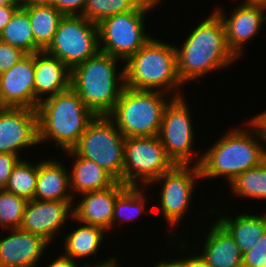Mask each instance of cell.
I'll return each mask as SVG.
<instances>
[{
	"instance_id": "obj_1",
	"label": "cell",
	"mask_w": 266,
	"mask_h": 267,
	"mask_svg": "<svg viewBox=\"0 0 266 267\" xmlns=\"http://www.w3.org/2000/svg\"><path fill=\"white\" fill-rule=\"evenodd\" d=\"M246 123L243 126L248 129L240 126L228 129L202 153L201 180L226 177L230 183L236 176L266 160V137L252 118Z\"/></svg>"
},
{
	"instance_id": "obj_2",
	"label": "cell",
	"mask_w": 266,
	"mask_h": 267,
	"mask_svg": "<svg viewBox=\"0 0 266 267\" xmlns=\"http://www.w3.org/2000/svg\"><path fill=\"white\" fill-rule=\"evenodd\" d=\"M191 30L182 47L175 45L177 71L182 84L204 78V75L239 60L228 48L224 24L214 10Z\"/></svg>"
},
{
	"instance_id": "obj_3",
	"label": "cell",
	"mask_w": 266,
	"mask_h": 267,
	"mask_svg": "<svg viewBox=\"0 0 266 267\" xmlns=\"http://www.w3.org/2000/svg\"><path fill=\"white\" fill-rule=\"evenodd\" d=\"M36 112L39 144L52 141L62 153L77 145L96 117L71 87L41 101Z\"/></svg>"
},
{
	"instance_id": "obj_4",
	"label": "cell",
	"mask_w": 266,
	"mask_h": 267,
	"mask_svg": "<svg viewBox=\"0 0 266 267\" xmlns=\"http://www.w3.org/2000/svg\"><path fill=\"white\" fill-rule=\"evenodd\" d=\"M152 37L124 63V83L131 89L158 91L174 98L184 96L177 71L174 44ZM174 92V93H173ZM172 93V94H171Z\"/></svg>"
},
{
	"instance_id": "obj_5",
	"label": "cell",
	"mask_w": 266,
	"mask_h": 267,
	"mask_svg": "<svg viewBox=\"0 0 266 267\" xmlns=\"http://www.w3.org/2000/svg\"><path fill=\"white\" fill-rule=\"evenodd\" d=\"M119 61L99 51L71 70V88L96 116L113 111L125 86L124 68L118 69Z\"/></svg>"
},
{
	"instance_id": "obj_6",
	"label": "cell",
	"mask_w": 266,
	"mask_h": 267,
	"mask_svg": "<svg viewBox=\"0 0 266 267\" xmlns=\"http://www.w3.org/2000/svg\"><path fill=\"white\" fill-rule=\"evenodd\" d=\"M174 97L124 86L108 115L125 138L158 136L167 104Z\"/></svg>"
},
{
	"instance_id": "obj_7",
	"label": "cell",
	"mask_w": 266,
	"mask_h": 267,
	"mask_svg": "<svg viewBox=\"0 0 266 267\" xmlns=\"http://www.w3.org/2000/svg\"><path fill=\"white\" fill-rule=\"evenodd\" d=\"M125 137L108 115L96 116L72 149L79 157L95 162L123 183Z\"/></svg>"
},
{
	"instance_id": "obj_8",
	"label": "cell",
	"mask_w": 266,
	"mask_h": 267,
	"mask_svg": "<svg viewBox=\"0 0 266 267\" xmlns=\"http://www.w3.org/2000/svg\"><path fill=\"white\" fill-rule=\"evenodd\" d=\"M151 9L139 6L133 11L109 16L98 23L101 52L118 58L123 63L152 37L146 31L145 18Z\"/></svg>"
},
{
	"instance_id": "obj_9",
	"label": "cell",
	"mask_w": 266,
	"mask_h": 267,
	"mask_svg": "<svg viewBox=\"0 0 266 267\" xmlns=\"http://www.w3.org/2000/svg\"><path fill=\"white\" fill-rule=\"evenodd\" d=\"M185 96L173 98L165 107L158 138L175 165L199 166L202 153L193 150L195 133L190 106ZM194 151V152H193ZM192 161V162H191Z\"/></svg>"
},
{
	"instance_id": "obj_10",
	"label": "cell",
	"mask_w": 266,
	"mask_h": 267,
	"mask_svg": "<svg viewBox=\"0 0 266 267\" xmlns=\"http://www.w3.org/2000/svg\"><path fill=\"white\" fill-rule=\"evenodd\" d=\"M201 180V172L199 166L196 165H175L170 171L163 173L161 176L152 181V184L157 186L160 184V214L165 218L166 223L172 232L169 233L168 244L176 243L174 230L179 226V223L184 219V216L189 212V206L193 200L195 186L198 184L197 180ZM161 204V205H160ZM163 213V214H162ZM174 236V237H173ZM175 238V240L173 239ZM174 242H173V241ZM173 242V243H172Z\"/></svg>"
},
{
	"instance_id": "obj_11",
	"label": "cell",
	"mask_w": 266,
	"mask_h": 267,
	"mask_svg": "<svg viewBox=\"0 0 266 267\" xmlns=\"http://www.w3.org/2000/svg\"><path fill=\"white\" fill-rule=\"evenodd\" d=\"M174 166L158 136L125 138L123 184L148 187Z\"/></svg>"
},
{
	"instance_id": "obj_12",
	"label": "cell",
	"mask_w": 266,
	"mask_h": 267,
	"mask_svg": "<svg viewBox=\"0 0 266 267\" xmlns=\"http://www.w3.org/2000/svg\"><path fill=\"white\" fill-rule=\"evenodd\" d=\"M44 51L72 70L100 51L98 25L83 16L66 15Z\"/></svg>"
},
{
	"instance_id": "obj_13",
	"label": "cell",
	"mask_w": 266,
	"mask_h": 267,
	"mask_svg": "<svg viewBox=\"0 0 266 267\" xmlns=\"http://www.w3.org/2000/svg\"><path fill=\"white\" fill-rule=\"evenodd\" d=\"M74 201L30 200L27 202L20 229L42 237L51 244L61 228L73 220ZM70 218V219H69ZM57 236V237H56Z\"/></svg>"
},
{
	"instance_id": "obj_14",
	"label": "cell",
	"mask_w": 266,
	"mask_h": 267,
	"mask_svg": "<svg viewBox=\"0 0 266 267\" xmlns=\"http://www.w3.org/2000/svg\"><path fill=\"white\" fill-rule=\"evenodd\" d=\"M37 112L29 108L7 107L0 110V153L20 157L23 149L37 146Z\"/></svg>"
},
{
	"instance_id": "obj_15",
	"label": "cell",
	"mask_w": 266,
	"mask_h": 267,
	"mask_svg": "<svg viewBox=\"0 0 266 267\" xmlns=\"http://www.w3.org/2000/svg\"><path fill=\"white\" fill-rule=\"evenodd\" d=\"M237 7L231 10V14L224 13V9L215 8L214 10L221 18L226 35L228 48L232 53L240 59L244 54V49L248 42L257 36L261 30L264 21L266 20V8L259 6H251L246 4L236 5ZM252 38V39H251ZM243 53V54H242Z\"/></svg>"
},
{
	"instance_id": "obj_16",
	"label": "cell",
	"mask_w": 266,
	"mask_h": 267,
	"mask_svg": "<svg viewBox=\"0 0 266 267\" xmlns=\"http://www.w3.org/2000/svg\"><path fill=\"white\" fill-rule=\"evenodd\" d=\"M0 91L6 107L35 109L34 54L0 74Z\"/></svg>"
},
{
	"instance_id": "obj_17",
	"label": "cell",
	"mask_w": 266,
	"mask_h": 267,
	"mask_svg": "<svg viewBox=\"0 0 266 267\" xmlns=\"http://www.w3.org/2000/svg\"><path fill=\"white\" fill-rule=\"evenodd\" d=\"M10 232V234H9ZM0 238V267H36L50 244L42 237L21 230L9 229Z\"/></svg>"
},
{
	"instance_id": "obj_18",
	"label": "cell",
	"mask_w": 266,
	"mask_h": 267,
	"mask_svg": "<svg viewBox=\"0 0 266 267\" xmlns=\"http://www.w3.org/2000/svg\"><path fill=\"white\" fill-rule=\"evenodd\" d=\"M127 185L116 181L111 187L81 194L79 203H73V220L103 228L106 232L112 230L114 205L117 196ZM77 204V205H75Z\"/></svg>"
},
{
	"instance_id": "obj_19",
	"label": "cell",
	"mask_w": 266,
	"mask_h": 267,
	"mask_svg": "<svg viewBox=\"0 0 266 267\" xmlns=\"http://www.w3.org/2000/svg\"><path fill=\"white\" fill-rule=\"evenodd\" d=\"M35 110L39 103L71 87V70L45 51L34 54Z\"/></svg>"
},
{
	"instance_id": "obj_20",
	"label": "cell",
	"mask_w": 266,
	"mask_h": 267,
	"mask_svg": "<svg viewBox=\"0 0 266 267\" xmlns=\"http://www.w3.org/2000/svg\"><path fill=\"white\" fill-rule=\"evenodd\" d=\"M64 165L54 157L38 161L34 199L50 201H74L76 199V197L73 198L70 189V171Z\"/></svg>"
},
{
	"instance_id": "obj_21",
	"label": "cell",
	"mask_w": 266,
	"mask_h": 267,
	"mask_svg": "<svg viewBox=\"0 0 266 267\" xmlns=\"http://www.w3.org/2000/svg\"><path fill=\"white\" fill-rule=\"evenodd\" d=\"M208 228L201 256L211 267H242L243 254L234 238L217 222Z\"/></svg>"
},
{
	"instance_id": "obj_22",
	"label": "cell",
	"mask_w": 266,
	"mask_h": 267,
	"mask_svg": "<svg viewBox=\"0 0 266 267\" xmlns=\"http://www.w3.org/2000/svg\"><path fill=\"white\" fill-rule=\"evenodd\" d=\"M65 154L71 157L73 161L75 160L71 164V173H69L73 198L86 192L107 189L116 182L109 173L95 162L79 157L73 150L65 151Z\"/></svg>"
},
{
	"instance_id": "obj_23",
	"label": "cell",
	"mask_w": 266,
	"mask_h": 267,
	"mask_svg": "<svg viewBox=\"0 0 266 267\" xmlns=\"http://www.w3.org/2000/svg\"><path fill=\"white\" fill-rule=\"evenodd\" d=\"M218 215L216 221L234 238L242 254L253 248L266 230V212L262 215L244 212L234 217Z\"/></svg>"
},
{
	"instance_id": "obj_24",
	"label": "cell",
	"mask_w": 266,
	"mask_h": 267,
	"mask_svg": "<svg viewBox=\"0 0 266 267\" xmlns=\"http://www.w3.org/2000/svg\"><path fill=\"white\" fill-rule=\"evenodd\" d=\"M80 223V226L72 232H67L64 240V255L77 262L87 257L96 258L101 243L105 241V235L108 234L103 228ZM82 224V225H81Z\"/></svg>"
},
{
	"instance_id": "obj_25",
	"label": "cell",
	"mask_w": 266,
	"mask_h": 267,
	"mask_svg": "<svg viewBox=\"0 0 266 267\" xmlns=\"http://www.w3.org/2000/svg\"><path fill=\"white\" fill-rule=\"evenodd\" d=\"M28 13L35 43L44 51L52 42L59 27L60 21L65 16L53 5H21Z\"/></svg>"
},
{
	"instance_id": "obj_26",
	"label": "cell",
	"mask_w": 266,
	"mask_h": 267,
	"mask_svg": "<svg viewBox=\"0 0 266 267\" xmlns=\"http://www.w3.org/2000/svg\"><path fill=\"white\" fill-rule=\"evenodd\" d=\"M0 40L22 49L27 54L43 51L34 40L27 11L20 6L0 33Z\"/></svg>"
},
{
	"instance_id": "obj_27",
	"label": "cell",
	"mask_w": 266,
	"mask_h": 267,
	"mask_svg": "<svg viewBox=\"0 0 266 267\" xmlns=\"http://www.w3.org/2000/svg\"><path fill=\"white\" fill-rule=\"evenodd\" d=\"M144 186H127L116 198L114 211H113V220L112 228L120 221L122 222H131L138 219L139 216L149 215L150 209L147 211L145 207L147 200L146 198L149 195H145L146 189ZM145 190V191H144Z\"/></svg>"
},
{
	"instance_id": "obj_28",
	"label": "cell",
	"mask_w": 266,
	"mask_h": 267,
	"mask_svg": "<svg viewBox=\"0 0 266 267\" xmlns=\"http://www.w3.org/2000/svg\"><path fill=\"white\" fill-rule=\"evenodd\" d=\"M229 187L235 197L266 199V160L236 176Z\"/></svg>"
},
{
	"instance_id": "obj_29",
	"label": "cell",
	"mask_w": 266,
	"mask_h": 267,
	"mask_svg": "<svg viewBox=\"0 0 266 267\" xmlns=\"http://www.w3.org/2000/svg\"><path fill=\"white\" fill-rule=\"evenodd\" d=\"M38 174V162L35 164L23 158L13 168L8 183L4 190L22 197L27 201L33 200L35 197L36 183Z\"/></svg>"
},
{
	"instance_id": "obj_30",
	"label": "cell",
	"mask_w": 266,
	"mask_h": 267,
	"mask_svg": "<svg viewBox=\"0 0 266 267\" xmlns=\"http://www.w3.org/2000/svg\"><path fill=\"white\" fill-rule=\"evenodd\" d=\"M138 7L135 0H87L81 16L98 24L109 16L133 11Z\"/></svg>"
},
{
	"instance_id": "obj_31",
	"label": "cell",
	"mask_w": 266,
	"mask_h": 267,
	"mask_svg": "<svg viewBox=\"0 0 266 267\" xmlns=\"http://www.w3.org/2000/svg\"><path fill=\"white\" fill-rule=\"evenodd\" d=\"M27 202L22 197L0 189V227L3 231L20 227Z\"/></svg>"
},
{
	"instance_id": "obj_32",
	"label": "cell",
	"mask_w": 266,
	"mask_h": 267,
	"mask_svg": "<svg viewBox=\"0 0 266 267\" xmlns=\"http://www.w3.org/2000/svg\"><path fill=\"white\" fill-rule=\"evenodd\" d=\"M266 265V230L253 248L243 254L242 267H263Z\"/></svg>"
},
{
	"instance_id": "obj_33",
	"label": "cell",
	"mask_w": 266,
	"mask_h": 267,
	"mask_svg": "<svg viewBox=\"0 0 266 267\" xmlns=\"http://www.w3.org/2000/svg\"><path fill=\"white\" fill-rule=\"evenodd\" d=\"M27 53L0 40V74L18 63Z\"/></svg>"
},
{
	"instance_id": "obj_34",
	"label": "cell",
	"mask_w": 266,
	"mask_h": 267,
	"mask_svg": "<svg viewBox=\"0 0 266 267\" xmlns=\"http://www.w3.org/2000/svg\"><path fill=\"white\" fill-rule=\"evenodd\" d=\"M22 158L13 153H0V189H4L12 174L13 168Z\"/></svg>"
},
{
	"instance_id": "obj_35",
	"label": "cell",
	"mask_w": 266,
	"mask_h": 267,
	"mask_svg": "<svg viewBox=\"0 0 266 267\" xmlns=\"http://www.w3.org/2000/svg\"><path fill=\"white\" fill-rule=\"evenodd\" d=\"M87 0H54L53 6L62 14L81 16Z\"/></svg>"
},
{
	"instance_id": "obj_36",
	"label": "cell",
	"mask_w": 266,
	"mask_h": 267,
	"mask_svg": "<svg viewBox=\"0 0 266 267\" xmlns=\"http://www.w3.org/2000/svg\"><path fill=\"white\" fill-rule=\"evenodd\" d=\"M21 5H3L0 6V33L3 31L4 27L9 23L14 12Z\"/></svg>"
},
{
	"instance_id": "obj_37",
	"label": "cell",
	"mask_w": 266,
	"mask_h": 267,
	"mask_svg": "<svg viewBox=\"0 0 266 267\" xmlns=\"http://www.w3.org/2000/svg\"><path fill=\"white\" fill-rule=\"evenodd\" d=\"M47 267H82V264L80 266L79 262L77 263V261L72 260L62 252Z\"/></svg>"
},
{
	"instance_id": "obj_38",
	"label": "cell",
	"mask_w": 266,
	"mask_h": 267,
	"mask_svg": "<svg viewBox=\"0 0 266 267\" xmlns=\"http://www.w3.org/2000/svg\"><path fill=\"white\" fill-rule=\"evenodd\" d=\"M117 259L118 258H116V256L114 255H112V257L110 256L109 258L107 257V260L106 259H104V261L103 260H101V259H99V260H97V262L96 263H90V264H88V263H83L82 264V267H121V265L120 264H118L117 262Z\"/></svg>"
},
{
	"instance_id": "obj_39",
	"label": "cell",
	"mask_w": 266,
	"mask_h": 267,
	"mask_svg": "<svg viewBox=\"0 0 266 267\" xmlns=\"http://www.w3.org/2000/svg\"><path fill=\"white\" fill-rule=\"evenodd\" d=\"M156 263L153 267H187L185 256L184 258H182V256L180 258L177 257L176 259L173 258L171 261L170 259L169 260L164 259Z\"/></svg>"
},
{
	"instance_id": "obj_40",
	"label": "cell",
	"mask_w": 266,
	"mask_h": 267,
	"mask_svg": "<svg viewBox=\"0 0 266 267\" xmlns=\"http://www.w3.org/2000/svg\"><path fill=\"white\" fill-rule=\"evenodd\" d=\"M192 254L189 255L188 258L186 257V265L187 267H211L206 261L205 259L201 256V254L197 253V255Z\"/></svg>"
},
{
	"instance_id": "obj_41",
	"label": "cell",
	"mask_w": 266,
	"mask_h": 267,
	"mask_svg": "<svg viewBox=\"0 0 266 267\" xmlns=\"http://www.w3.org/2000/svg\"><path fill=\"white\" fill-rule=\"evenodd\" d=\"M252 119L258 124L263 135L266 137V110L260 114L254 115Z\"/></svg>"
},
{
	"instance_id": "obj_42",
	"label": "cell",
	"mask_w": 266,
	"mask_h": 267,
	"mask_svg": "<svg viewBox=\"0 0 266 267\" xmlns=\"http://www.w3.org/2000/svg\"><path fill=\"white\" fill-rule=\"evenodd\" d=\"M139 6L147 7L154 11L153 8L158 6V3L161 2V0H135Z\"/></svg>"
},
{
	"instance_id": "obj_43",
	"label": "cell",
	"mask_w": 266,
	"mask_h": 267,
	"mask_svg": "<svg viewBox=\"0 0 266 267\" xmlns=\"http://www.w3.org/2000/svg\"><path fill=\"white\" fill-rule=\"evenodd\" d=\"M240 3L266 8V0H243Z\"/></svg>"
},
{
	"instance_id": "obj_44",
	"label": "cell",
	"mask_w": 266,
	"mask_h": 267,
	"mask_svg": "<svg viewBox=\"0 0 266 267\" xmlns=\"http://www.w3.org/2000/svg\"><path fill=\"white\" fill-rule=\"evenodd\" d=\"M29 4H35V5H53L54 0H30L28 2Z\"/></svg>"
},
{
	"instance_id": "obj_45",
	"label": "cell",
	"mask_w": 266,
	"mask_h": 267,
	"mask_svg": "<svg viewBox=\"0 0 266 267\" xmlns=\"http://www.w3.org/2000/svg\"><path fill=\"white\" fill-rule=\"evenodd\" d=\"M3 5H20L16 0H0V6Z\"/></svg>"
},
{
	"instance_id": "obj_46",
	"label": "cell",
	"mask_w": 266,
	"mask_h": 267,
	"mask_svg": "<svg viewBox=\"0 0 266 267\" xmlns=\"http://www.w3.org/2000/svg\"><path fill=\"white\" fill-rule=\"evenodd\" d=\"M5 108H7V107L3 103V99L1 97V91H0V110L5 109Z\"/></svg>"
},
{
	"instance_id": "obj_47",
	"label": "cell",
	"mask_w": 266,
	"mask_h": 267,
	"mask_svg": "<svg viewBox=\"0 0 266 267\" xmlns=\"http://www.w3.org/2000/svg\"><path fill=\"white\" fill-rule=\"evenodd\" d=\"M20 5L28 3L30 0H16Z\"/></svg>"
}]
</instances>
